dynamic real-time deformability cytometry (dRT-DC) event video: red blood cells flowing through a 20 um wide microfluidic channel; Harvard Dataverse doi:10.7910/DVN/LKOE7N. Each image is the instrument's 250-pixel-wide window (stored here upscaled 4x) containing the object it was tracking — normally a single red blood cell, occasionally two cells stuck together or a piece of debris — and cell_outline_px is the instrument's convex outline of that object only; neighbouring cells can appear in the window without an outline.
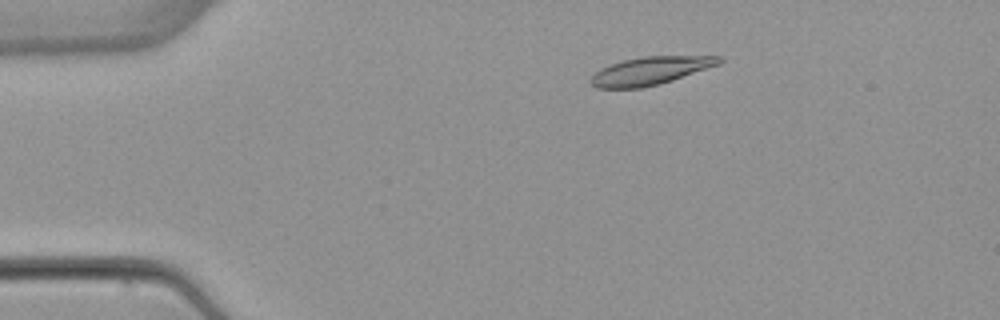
{"species": "common noctule bat (a hibernating species)", "species_latin": "Nyctalus noctula", "temperature_condition": "warm", "stored_images_in_passage": 51, "camera_frame_rate_fps": 3000, "um_per_image_px": 0.085, "animal": {"sex": "female", "body_mass_g": 22.7, "forearm_length_mm": 54.2}, "frame": {"image": 1, "passage_image": 8, "time_ms": 2.333, "image_size_px": [1000, 320], "cell_outline_px": [[724, 60], [720, 64], [660, 84], [640, 88], [596, 88], [588, 84], [588, 80], [600, 68], [608, 64], [624, 60], [644, 56], [720, 56]], "centroid_in_image_um": [55.23, 6.02], "position_along_channel_um": 29.8, "area_um2": 21.04}}
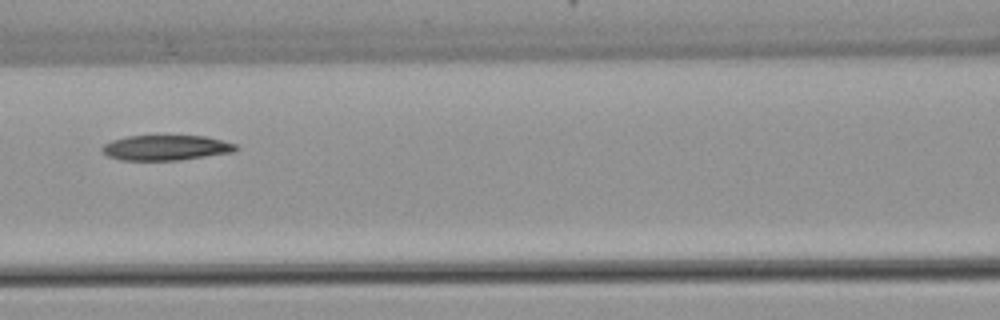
{"frame": {"image": 2, "passage_image": 22, "time_ms": 7.0, "image_size_px": [1000, 320], "cell_outline_px": [[236, 148], [232, 152], [180, 160], [120, 160], [108, 156], [100, 152], [100, 148], [104, 144], [112, 140], [128, 136], [204, 136], [236, 144]], "centroid_in_image_um": [14.03, 12.56], "position_along_channel_um": 152.6, "area_um2": 19.48}}
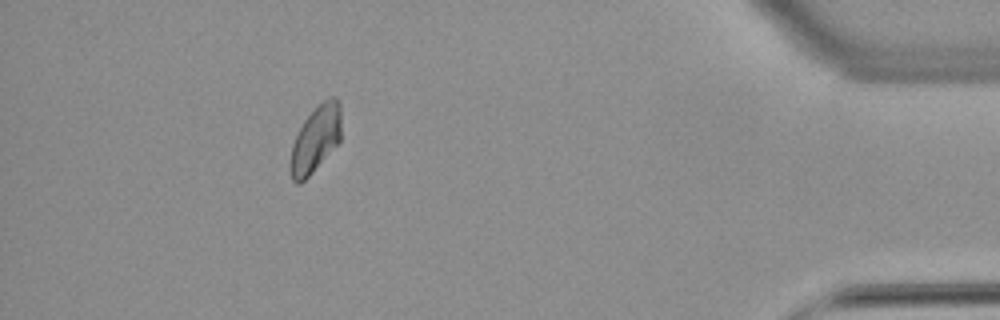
{"frame": {"image": 3, "passage_image": 46, "time_ms": 15.0, "image_size_px": [1000, 320], "cell_outline_px": [[340, 140], [312, 172], [300, 184], [296, 184], [292, 180], [288, 164], [292, 144], [304, 120], [328, 96], [332, 96], [340, 100]], "centroid_in_image_um": [26.79, 11.84], "position_along_channel_um": 408.4, "area_um2": 19.48}}